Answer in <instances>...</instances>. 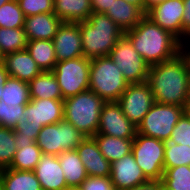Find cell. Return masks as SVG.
Here are the masks:
<instances>
[{"label": "cell", "instance_id": "cell-36", "mask_svg": "<svg viewBox=\"0 0 190 190\" xmlns=\"http://www.w3.org/2000/svg\"><path fill=\"white\" fill-rule=\"evenodd\" d=\"M17 2L25 17L54 13L53 0H17Z\"/></svg>", "mask_w": 190, "mask_h": 190}, {"label": "cell", "instance_id": "cell-27", "mask_svg": "<svg viewBox=\"0 0 190 190\" xmlns=\"http://www.w3.org/2000/svg\"><path fill=\"white\" fill-rule=\"evenodd\" d=\"M100 152L110 162L113 163L131 153L134 139H121L108 135H94Z\"/></svg>", "mask_w": 190, "mask_h": 190}, {"label": "cell", "instance_id": "cell-24", "mask_svg": "<svg viewBox=\"0 0 190 190\" xmlns=\"http://www.w3.org/2000/svg\"><path fill=\"white\" fill-rule=\"evenodd\" d=\"M54 13L62 22L86 21L93 13L91 0H59L54 4Z\"/></svg>", "mask_w": 190, "mask_h": 190}, {"label": "cell", "instance_id": "cell-43", "mask_svg": "<svg viewBox=\"0 0 190 190\" xmlns=\"http://www.w3.org/2000/svg\"><path fill=\"white\" fill-rule=\"evenodd\" d=\"M9 78V74L6 71L5 65L3 62L0 63V101L2 99V91H3V86L6 83V81Z\"/></svg>", "mask_w": 190, "mask_h": 190}, {"label": "cell", "instance_id": "cell-47", "mask_svg": "<svg viewBox=\"0 0 190 190\" xmlns=\"http://www.w3.org/2000/svg\"><path fill=\"white\" fill-rule=\"evenodd\" d=\"M11 0H0V7Z\"/></svg>", "mask_w": 190, "mask_h": 190}, {"label": "cell", "instance_id": "cell-8", "mask_svg": "<svg viewBox=\"0 0 190 190\" xmlns=\"http://www.w3.org/2000/svg\"><path fill=\"white\" fill-rule=\"evenodd\" d=\"M165 141L136 133L131 153L148 180H161L164 174Z\"/></svg>", "mask_w": 190, "mask_h": 190}, {"label": "cell", "instance_id": "cell-15", "mask_svg": "<svg viewBox=\"0 0 190 190\" xmlns=\"http://www.w3.org/2000/svg\"><path fill=\"white\" fill-rule=\"evenodd\" d=\"M24 115L32 126H45L64 120V102L55 99H30Z\"/></svg>", "mask_w": 190, "mask_h": 190}, {"label": "cell", "instance_id": "cell-4", "mask_svg": "<svg viewBox=\"0 0 190 190\" xmlns=\"http://www.w3.org/2000/svg\"><path fill=\"white\" fill-rule=\"evenodd\" d=\"M64 120L71 123L83 136L93 137L99 128V119L105 101L91 90L63 100Z\"/></svg>", "mask_w": 190, "mask_h": 190}, {"label": "cell", "instance_id": "cell-33", "mask_svg": "<svg viewBox=\"0 0 190 190\" xmlns=\"http://www.w3.org/2000/svg\"><path fill=\"white\" fill-rule=\"evenodd\" d=\"M190 166V147L165 141L164 168Z\"/></svg>", "mask_w": 190, "mask_h": 190}, {"label": "cell", "instance_id": "cell-20", "mask_svg": "<svg viewBox=\"0 0 190 190\" xmlns=\"http://www.w3.org/2000/svg\"><path fill=\"white\" fill-rule=\"evenodd\" d=\"M3 63L10 77L27 83L42 72L26 49L5 55Z\"/></svg>", "mask_w": 190, "mask_h": 190}, {"label": "cell", "instance_id": "cell-46", "mask_svg": "<svg viewBox=\"0 0 190 190\" xmlns=\"http://www.w3.org/2000/svg\"><path fill=\"white\" fill-rule=\"evenodd\" d=\"M183 114L190 120V102L188 101L187 104L183 107Z\"/></svg>", "mask_w": 190, "mask_h": 190}, {"label": "cell", "instance_id": "cell-51", "mask_svg": "<svg viewBox=\"0 0 190 190\" xmlns=\"http://www.w3.org/2000/svg\"><path fill=\"white\" fill-rule=\"evenodd\" d=\"M188 101L190 102V83H189V97H188Z\"/></svg>", "mask_w": 190, "mask_h": 190}, {"label": "cell", "instance_id": "cell-18", "mask_svg": "<svg viewBox=\"0 0 190 190\" xmlns=\"http://www.w3.org/2000/svg\"><path fill=\"white\" fill-rule=\"evenodd\" d=\"M42 190H67L64 172L55 155H42L33 170Z\"/></svg>", "mask_w": 190, "mask_h": 190}, {"label": "cell", "instance_id": "cell-42", "mask_svg": "<svg viewBox=\"0 0 190 190\" xmlns=\"http://www.w3.org/2000/svg\"><path fill=\"white\" fill-rule=\"evenodd\" d=\"M114 4V0H91L92 12L106 13Z\"/></svg>", "mask_w": 190, "mask_h": 190}, {"label": "cell", "instance_id": "cell-10", "mask_svg": "<svg viewBox=\"0 0 190 190\" xmlns=\"http://www.w3.org/2000/svg\"><path fill=\"white\" fill-rule=\"evenodd\" d=\"M109 57L122 71L124 79L129 84L147 82L150 66L134 49L131 41L125 34L119 38Z\"/></svg>", "mask_w": 190, "mask_h": 190}, {"label": "cell", "instance_id": "cell-39", "mask_svg": "<svg viewBox=\"0 0 190 190\" xmlns=\"http://www.w3.org/2000/svg\"><path fill=\"white\" fill-rule=\"evenodd\" d=\"M82 190H115L111 178L88 176L80 186Z\"/></svg>", "mask_w": 190, "mask_h": 190}, {"label": "cell", "instance_id": "cell-40", "mask_svg": "<svg viewBox=\"0 0 190 190\" xmlns=\"http://www.w3.org/2000/svg\"><path fill=\"white\" fill-rule=\"evenodd\" d=\"M182 44L186 47L190 41V0H183Z\"/></svg>", "mask_w": 190, "mask_h": 190}, {"label": "cell", "instance_id": "cell-34", "mask_svg": "<svg viewBox=\"0 0 190 190\" xmlns=\"http://www.w3.org/2000/svg\"><path fill=\"white\" fill-rule=\"evenodd\" d=\"M25 16L17 0H11L0 7V27L23 28Z\"/></svg>", "mask_w": 190, "mask_h": 190}, {"label": "cell", "instance_id": "cell-14", "mask_svg": "<svg viewBox=\"0 0 190 190\" xmlns=\"http://www.w3.org/2000/svg\"><path fill=\"white\" fill-rule=\"evenodd\" d=\"M57 62L83 56L79 23L62 22L53 38Z\"/></svg>", "mask_w": 190, "mask_h": 190}, {"label": "cell", "instance_id": "cell-37", "mask_svg": "<svg viewBox=\"0 0 190 190\" xmlns=\"http://www.w3.org/2000/svg\"><path fill=\"white\" fill-rule=\"evenodd\" d=\"M43 126L28 125L27 121L18 122L14 128L16 145L32 144L36 142L39 132Z\"/></svg>", "mask_w": 190, "mask_h": 190}, {"label": "cell", "instance_id": "cell-44", "mask_svg": "<svg viewBox=\"0 0 190 190\" xmlns=\"http://www.w3.org/2000/svg\"><path fill=\"white\" fill-rule=\"evenodd\" d=\"M129 4L138 6L145 13V2L144 0H125Z\"/></svg>", "mask_w": 190, "mask_h": 190}, {"label": "cell", "instance_id": "cell-28", "mask_svg": "<svg viewBox=\"0 0 190 190\" xmlns=\"http://www.w3.org/2000/svg\"><path fill=\"white\" fill-rule=\"evenodd\" d=\"M16 146L17 151L9 168L20 171H33L43 155L41 149L36 142Z\"/></svg>", "mask_w": 190, "mask_h": 190}, {"label": "cell", "instance_id": "cell-41", "mask_svg": "<svg viewBox=\"0 0 190 190\" xmlns=\"http://www.w3.org/2000/svg\"><path fill=\"white\" fill-rule=\"evenodd\" d=\"M125 190H163V184L161 180H148Z\"/></svg>", "mask_w": 190, "mask_h": 190}, {"label": "cell", "instance_id": "cell-22", "mask_svg": "<svg viewBox=\"0 0 190 190\" xmlns=\"http://www.w3.org/2000/svg\"><path fill=\"white\" fill-rule=\"evenodd\" d=\"M57 157L62 171L64 172L67 187H80L88 175L76 149L63 151Z\"/></svg>", "mask_w": 190, "mask_h": 190}, {"label": "cell", "instance_id": "cell-23", "mask_svg": "<svg viewBox=\"0 0 190 190\" xmlns=\"http://www.w3.org/2000/svg\"><path fill=\"white\" fill-rule=\"evenodd\" d=\"M2 190H42L34 171H20L6 168L0 170Z\"/></svg>", "mask_w": 190, "mask_h": 190}, {"label": "cell", "instance_id": "cell-11", "mask_svg": "<svg viewBox=\"0 0 190 190\" xmlns=\"http://www.w3.org/2000/svg\"><path fill=\"white\" fill-rule=\"evenodd\" d=\"M117 102L126 118L136 127L155 103L147 82L128 84Z\"/></svg>", "mask_w": 190, "mask_h": 190}, {"label": "cell", "instance_id": "cell-7", "mask_svg": "<svg viewBox=\"0 0 190 190\" xmlns=\"http://www.w3.org/2000/svg\"><path fill=\"white\" fill-rule=\"evenodd\" d=\"M183 115V107L155 102L137 126V133L169 141L174 126Z\"/></svg>", "mask_w": 190, "mask_h": 190}, {"label": "cell", "instance_id": "cell-12", "mask_svg": "<svg viewBox=\"0 0 190 190\" xmlns=\"http://www.w3.org/2000/svg\"><path fill=\"white\" fill-rule=\"evenodd\" d=\"M136 133L137 127L126 118L117 101L103 104L96 135L134 139Z\"/></svg>", "mask_w": 190, "mask_h": 190}, {"label": "cell", "instance_id": "cell-31", "mask_svg": "<svg viewBox=\"0 0 190 190\" xmlns=\"http://www.w3.org/2000/svg\"><path fill=\"white\" fill-rule=\"evenodd\" d=\"M161 181L166 190H190V166L164 168Z\"/></svg>", "mask_w": 190, "mask_h": 190}, {"label": "cell", "instance_id": "cell-3", "mask_svg": "<svg viewBox=\"0 0 190 190\" xmlns=\"http://www.w3.org/2000/svg\"><path fill=\"white\" fill-rule=\"evenodd\" d=\"M80 25L83 56L89 59L109 56L124 34L123 30L105 13L93 12Z\"/></svg>", "mask_w": 190, "mask_h": 190}, {"label": "cell", "instance_id": "cell-29", "mask_svg": "<svg viewBox=\"0 0 190 190\" xmlns=\"http://www.w3.org/2000/svg\"><path fill=\"white\" fill-rule=\"evenodd\" d=\"M1 100L13 107L16 105H26L30 101L29 84L9 76L3 86Z\"/></svg>", "mask_w": 190, "mask_h": 190}, {"label": "cell", "instance_id": "cell-45", "mask_svg": "<svg viewBox=\"0 0 190 190\" xmlns=\"http://www.w3.org/2000/svg\"><path fill=\"white\" fill-rule=\"evenodd\" d=\"M163 1H167V0H144V2H145V14H146L148 9H150L154 5L161 3Z\"/></svg>", "mask_w": 190, "mask_h": 190}, {"label": "cell", "instance_id": "cell-50", "mask_svg": "<svg viewBox=\"0 0 190 190\" xmlns=\"http://www.w3.org/2000/svg\"><path fill=\"white\" fill-rule=\"evenodd\" d=\"M3 62V56L0 53V63Z\"/></svg>", "mask_w": 190, "mask_h": 190}, {"label": "cell", "instance_id": "cell-17", "mask_svg": "<svg viewBox=\"0 0 190 190\" xmlns=\"http://www.w3.org/2000/svg\"><path fill=\"white\" fill-rule=\"evenodd\" d=\"M88 176H110L111 163L100 152L93 137H86L76 148Z\"/></svg>", "mask_w": 190, "mask_h": 190}, {"label": "cell", "instance_id": "cell-2", "mask_svg": "<svg viewBox=\"0 0 190 190\" xmlns=\"http://www.w3.org/2000/svg\"><path fill=\"white\" fill-rule=\"evenodd\" d=\"M124 34L149 66L169 61L185 49L174 35L152 22L147 16Z\"/></svg>", "mask_w": 190, "mask_h": 190}, {"label": "cell", "instance_id": "cell-26", "mask_svg": "<svg viewBox=\"0 0 190 190\" xmlns=\"http://www.w3.org/2000/svg\"><path fill=\"white\" fill-rule=\"evenodd\" d=\"M26 50L42 71H52L57 63L53 40L28 41Z\"/></svg>", "mask_w": 190, "mask_h": 190}, {"label": "cell", "instance_id": "cell-19", "mask_svg": "<svg viewBox=\"0 0 190 190\" xmlns=\"http://www.w3.org/2000/svg\"><path fill=\"white\" fill-rule=\"evenodd\" d=\"M62 20L55 13H42L25 17L23 29L28 41L53 40Z\"/></svg>", "mask_w": 190, "mask_h": 190}, {"label": "cell", "instance_id": "cell-1", "mask_svg": "<svg viewBox=\"0 0 190 190\" xmlns=\"http://www.w3.org/2000/svg\"><path fill=\"white\" fill-rule=\"evenodd\" d=\"M147 83L155 102L184 107L189 97L190 53L184 49L173 59L150 66Z\"/></svg>", "mask_w": 190, "mask_h": 190}, {"label": "cell", "instance_id": "cell-48", "mask_svg": "<svg viewBox=\"0 0 190 190\" xmlns=\"http://www.w3.org/2000/svg\"><path fill=\"white\" fill-rule=\"evenodd\" d=\"M189 45V46H188ZM185 49L190 53V41L189 43L187 44V46L185 47Z\"/></svg>", "mask_w": 190, "mask_h": 190}, {"label": "cell", "instance_id": "cell-16", "mask_svg": "<svg viewBox=\"0 0 190 190\" xmlns=\"http://www.w3.org/2000/svg\"><path fill=\"white\" fill-rule=\"evenodd\" d=\"M109 177L115 190H125L148 181L132 153L111 163Z\"/></svg>", "mask_w": 190, "mask_h": 190}, {"label": "cell", "instance_id": "cell-25", "mask_svg": "<svg viewBox=\"0 0 190 190\" xmlns=\"http://www.w3.org/2000/svg\"><path fill=\"white\" fill-rule=\"evenodd\" d=\"M30 99L64 100L52 71H42L29 83Z\"/></svg>", "mask_w": 190, "mask_h": 190}, {"label": "cell", "instance_id": "cell-32", "mask_svg": "<svg viewBox=\"0 0 190 190\" xmlns=\"http://www.w3.org/2000/svg\"><path fill=\"white\" fill-rule=\"evenodd\" d=\"M16 151L14 129L0 126V170L9 168Z\"/></svg>", "mask_w": 190, "mask_h": 190}, {"label": "cell", "instance_id": "cell-13", "mask_svg": "<svg viewBox=\"0 0 190 190\" xmlns=\"http://www.w3.org/2000/svg\"><path fill=\"white\" fill-rule=\"evenodd\" d=\"M183 0H167L147 10V16L162 29L170 32L182 43Z\"/></svg>", "mask_w": 190, "mask_h": 190}, {"label": "cell", "instance_id": "cell-38", "mask_svg": "<svg viewBox=\"0 0 190 190\" xmlns=\"http://www.w3.org/2000/svg\"><path fill=\"white\" fill-rule=\"evenodd\" d=\"M170 142L190 147V120L182 115L170 135Z\"/></svg>", "mask_w": 190, "mask_h": 190}, {"label": "cell", "instance_id": "cell-5", "mask_svg": "<svg viewBox=\"0 0 190 190\" xmlns=\"http://www.w3.org/2000/svg\"><path fill=\"white\" fill-rule=\"evenodd\" d=\"M128 84L122 71L109 56L91 59L89 90L96 93L105 102L117 101Z\"/></svg>", "mask_w": 190, "mask_h": 190}, {"label": "cell", "instance_id": "cell-49", "mask_svg": "<svg viewBox=\"0 0 190 190\" xmlns=\"http://www.w3.org/2000/svg\"><path fill=\"white\" fill-rule=\"evenodd\" d=\"M67 190H82L80 187H76V188H68Z\"/></svg>", "mask_w": 190, "mask_h": 190}, {"label": "cell", "instance_id": "cell-21", "mask_svg": "<svg viewBox=\"0 0 190 190\" xmlns=\"http://www.w3.org/2000/svg\"><path fill=\"white\" fill-rule=\"evenodd\" d=\"M123 32L133 29L144 17L145 13L125 0H114V4L105 13Z\"/></svg>", "mask_w": 190, "mask_h": 190}, {"label": "cell", "instance_id": "cell-30", "mask_svg": "<svg viewBox=\"0 0 190 190\" xmlns=\"http://www.w3.org/2000/svg\"><path fill=\"white\" fill-rule=\"evenodd\" d=\"M27 44L28 39L23 28L0 27V53L3 57L26 49Z\"/></svg>", "mask_w": 190, "mask_h": 190}, {"label": "cell", "instance_id": "cell-35", "mask_svg": "<svg viewBox=\"0 0 190 190\" xmlns=\"http://www.w3.org/2000/svg\"><path fill=\"white\" fill-rule=\"evenodd\" d=\"M26 105H7L4 101H0V126L14 129L18 122L27 121L28 117L24 115Z\"/></svg>", "mask_w": 190, "mask_h": 190}, {"label": "cell", "instance_id": "cell-9", "mask_svg": "<svg viewBox=\"0 0 190 190\" xmlns=\"http://www.w3.org/2000/svg\"><path fill=\"white\" fill-rule=\"evenodd\" d=\"M90 63L91 59L84 56L56 63L52 72L63 99L89 90Z\"/></svg>", "mask_w": 190, "mask_h": 190}, {"label": "cell", "instance_id": "cell-6", "mask_svg": "<svg viewBox=\"0 0 190 190\" xmlns=\"http://www.w3.org/2000/svg\"><path fill=\"white\" fill-rule=\"evenodd\" d=\"M86 137L71 123L62 120L42 127L36 144L44 155H60L63 151L75 150Z\"/></svg>", "mask_w": 190, "mask_h": 190}]
</instances>
